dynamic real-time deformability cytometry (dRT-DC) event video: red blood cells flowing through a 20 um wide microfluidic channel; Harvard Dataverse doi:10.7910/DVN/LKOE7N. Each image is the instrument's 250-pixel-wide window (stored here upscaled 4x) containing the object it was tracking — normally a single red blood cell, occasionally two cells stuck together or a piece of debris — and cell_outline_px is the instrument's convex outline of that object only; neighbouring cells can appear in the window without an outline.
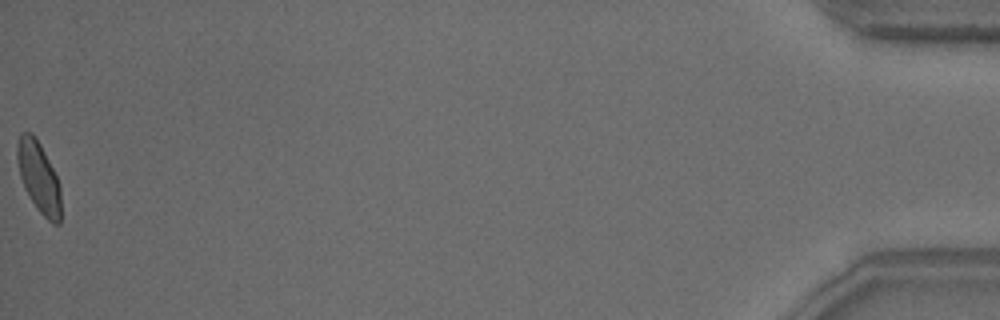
{"species": "common noctule bat (a hibernating species)", "species_latin": "Nyctalus noctula", "temperature_condition": "warm", "stored_images_in_passage": 49, "camera_frame_rate_fps": 3000, "um_per_image_px": 0.085, "animal": {"sex": "male", "body_mass_g": 18.8}, "frame": {"image": 1, "passage_image": 49, "time_ms": 16.0, "image_size_px": [1000, 320], "cell_outline_px": [[60, 224], [52, 224], [40, 212], [24, 188], [20, 176], [16, 156], [16, 148], [20, 132], [32, 132], [40, 144], [60, 184]], "centroid_in_image_um": [3.28, 15.04], "position_along_channel_um": 431.9, "area_um2": 17.86}, "authors_computed_cell_mechanics": {"area_um2": 18.2648, "velocity_mm_per_s": 3.8593, "shape_relaxation_time_tau1_ms": 5.1044, "shape_relaxation_time_tau2_ms": null, "deformation_change_tau1": 0.1301, "deformation_change_tau2": null}}